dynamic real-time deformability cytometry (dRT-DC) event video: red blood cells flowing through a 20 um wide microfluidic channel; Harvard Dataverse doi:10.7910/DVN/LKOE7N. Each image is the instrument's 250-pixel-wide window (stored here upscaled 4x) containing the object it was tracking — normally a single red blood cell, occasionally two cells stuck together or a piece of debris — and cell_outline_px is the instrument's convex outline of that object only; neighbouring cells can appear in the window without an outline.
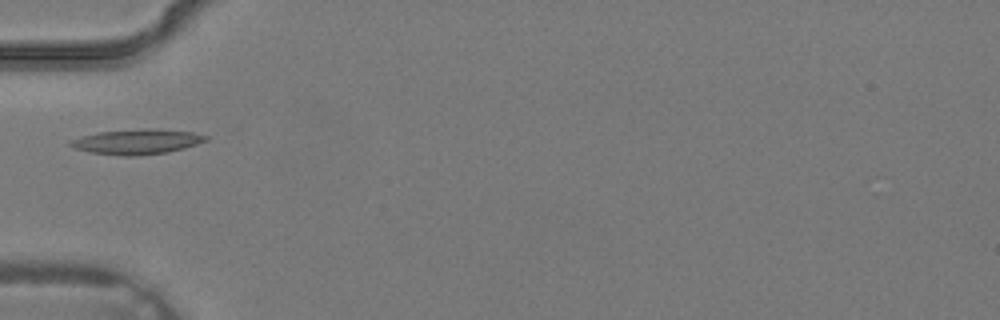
{"species": "common noctule bat (a hibernating species)", "species_latin": "Nyctalus noctula", "temperature_condition": "warm", "stored_images_in_passage": 1, "camera_frame_rate_fps": 3000, "um_per_image_px": 0.085, "animal": {"sex": "male", "body_mass_g": 19.2, "forearm_length_mm": 51.8}, "frame": {"image": 1, "passage_image": 1, "time_ms": 0.0, "image_size_px": [1000, 320], "cell_outline_px": [[208, 140], [184, 148], [168, 152], [132, 156], [120, 156], [92, 152], [76, 148], [68, 144], [72, 140], [80, 136], [100, 132], [148, 128], [192, 132], [208, 136]], "centroid_in_image_um": [11.66, 12.04], "position_along_channel_um": 73.3, "area_um2": 19.48}}